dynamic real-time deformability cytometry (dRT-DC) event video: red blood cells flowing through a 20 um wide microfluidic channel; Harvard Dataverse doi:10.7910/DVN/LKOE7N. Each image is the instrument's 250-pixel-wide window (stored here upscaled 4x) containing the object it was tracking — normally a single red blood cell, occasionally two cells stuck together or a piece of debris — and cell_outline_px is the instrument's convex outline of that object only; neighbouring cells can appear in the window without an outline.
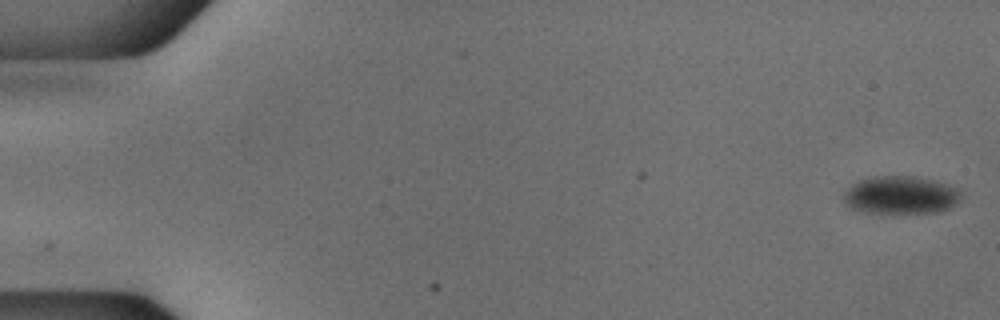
{"species": "common noctule bat (a hibernating species)", "species_latin": "Nyctalus noctula", "temperature_condition": "cold", "stored_images_in_passage": 54, "camera_frame_rate_fps": 3000, "um_per_image_px": 0.085, "animal": {"sex": "male", "body_mass_g": 18.8}, "frame": {"image": 1, "passage_image": 1, "time_ms": 0.0, "image_size_px": [1000, 320], "cell_outline_px": [[964, 196], [956, 204], [948, 208], [936, 212], [864, 212], [848, 208], [844, 204], [844, 192], [852, 184], [860, 180], [872, 176], [916, 176], [936, 180], [956, 188], [964, 192]], "centroid_in_image_um": [76.57, 16.56], "position_along_channel_um": 8.4, "area_um2": 26.13}}
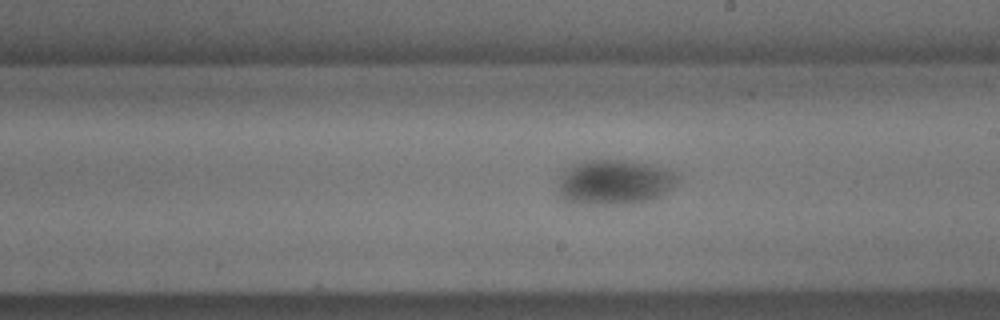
{"frame": {"image": 2, "passage_image": 31, "time_ms": 10.0, "image_size_px": [1000, 320], "cell_outline_px": [[680, 176], [672, 188], [660, 196], [648, 200], [632, 204], [580, 204], [564, 200], [560, 196], [560, 176], [564, 168], [576, 160], [632, 160], [652, 164], [672, 172]], "centroid_in_image_um": [52.2, 15.46], "position_along_channel_um": 236.8, "area_um2": 31.73}}
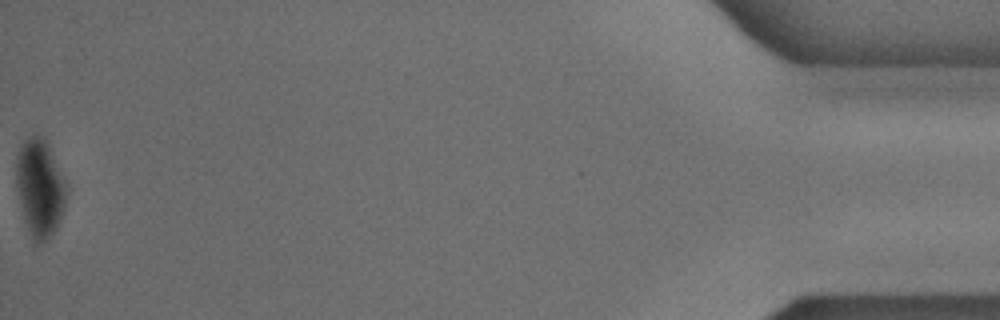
{"frame": {"image": 3, "passage_image": 54, "time_ms": 17.667, "image_size_px": [1000, 320], "cell_outline_px": [[64, 208], [56, 228], [44, 240], [36, 244], [32, 240], [24, 220], [16, 184], [16, 156], [24, 140], [32, 132], [36, 132], [44, 136], [48, 144], [64, 180]], "centroid_in_image_um": [3.34, 15.9], "position_along_channel_um": 431.9, "area_um2": 28.09}, "authors_computed_cell_mechanics": {"area_um2": 29.6803, "velocity_mm_per_s": 3.7641, "shape_relaxation_time_tau1_ms": 8.3408, "shape_relaxation_time_tau2_ms": null, "deformation_change_tau1": 0.1114, "deformation_change_tau2": null}}